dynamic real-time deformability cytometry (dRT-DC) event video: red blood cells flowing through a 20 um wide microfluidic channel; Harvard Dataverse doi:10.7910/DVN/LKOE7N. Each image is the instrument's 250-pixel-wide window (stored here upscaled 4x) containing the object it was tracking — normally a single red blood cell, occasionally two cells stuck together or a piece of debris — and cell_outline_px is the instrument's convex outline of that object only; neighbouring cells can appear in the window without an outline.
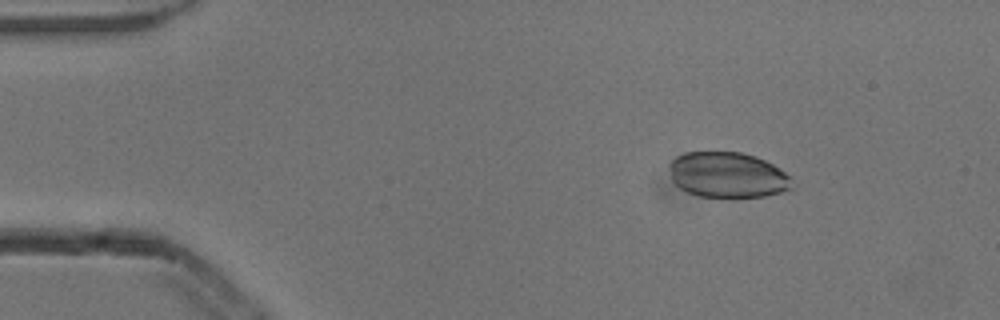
{"species": "common noctule bat (a hibernating species)", "species_latin": "Nyctalus noctula", "temperature_condition": "cold", "stored_images_in_passage": 7, "camera_frame_rate_fps": 3000, "um_per_image_px": 0.085, "animal": {"sex": "male", "body_mass_g": 13.3}, "frame": {"image": 1, "passage_image": 3, "time_ms": 0.667, "image_size_px": [1000, 320], "cell_outline_px": [[792, 188], [780, 192], [764, 196], [736, 200], [728, 200], [700, 196], [688, 192], [680, 188], [672, 180], [668, 164], [676, 156], [684, 152], [740, 152], [756, 156], [772, 164], [784, 172], [788, 176]], "centroid_in_image_um": [61.81, 14.91], "position_along_channel_um": 23.2, "area_um2": 33.18}}
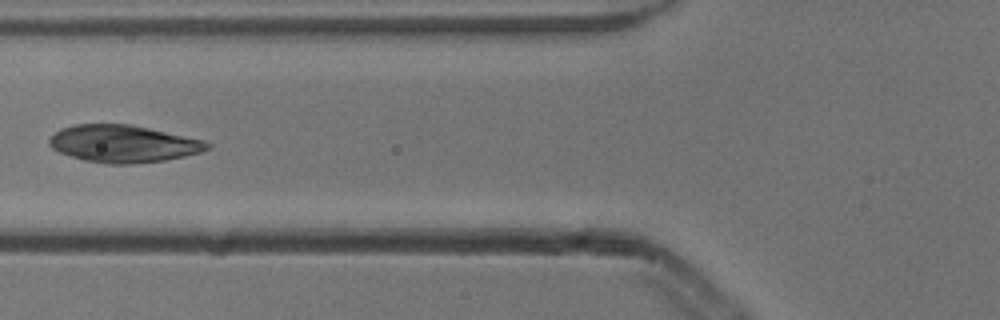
{"frame": {"image": 2, "passage_image": 6, "time_ms": 1.667, "image_size_px": [1000, 320], "cell_outline_px": [[212, 144], [208, 148], [200, 152], [184, 156], [164, 160], [132, 164], [108, 164], [84, 160], [60, 152], [52, 148], [48, 144], [48, 140], [60, 128], [72, 124], [132, 124], [204, 140]], "centroid_in_image_um": [10.46, 12.21], "position_along_channel_um": 115.3, "area_um2": 34.28}}
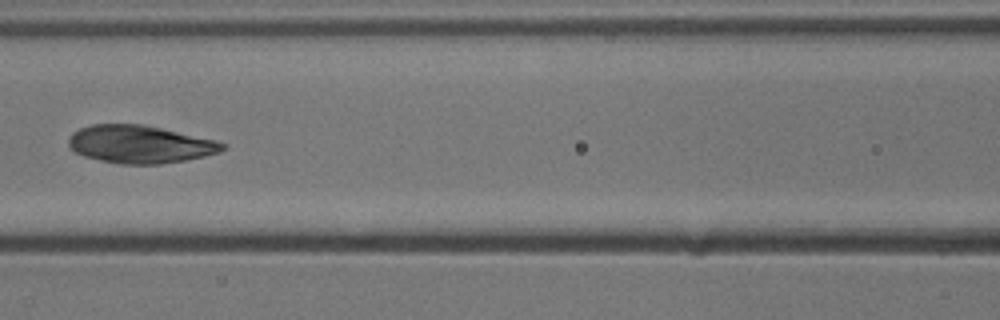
{"frame": {"image": 3, "passage_image": 7, "time_ms": 2.0, "image_size_px": [1000, 320], "cell_outline_px": [[228, 148], [220, 152], [204, 156], [184, 160], [160, 164], [120, 164], [100, 160], [84, 156], [76, 152], [68, 144], [68, 140], [72, 132], [80, 128], [92, 124], [144, 124], [216, 140], [228, 144]], "centroid_in_image_um": [11.93, 12.26], "position_along_channel_um": 154.7, "area_um2": 33.99}}